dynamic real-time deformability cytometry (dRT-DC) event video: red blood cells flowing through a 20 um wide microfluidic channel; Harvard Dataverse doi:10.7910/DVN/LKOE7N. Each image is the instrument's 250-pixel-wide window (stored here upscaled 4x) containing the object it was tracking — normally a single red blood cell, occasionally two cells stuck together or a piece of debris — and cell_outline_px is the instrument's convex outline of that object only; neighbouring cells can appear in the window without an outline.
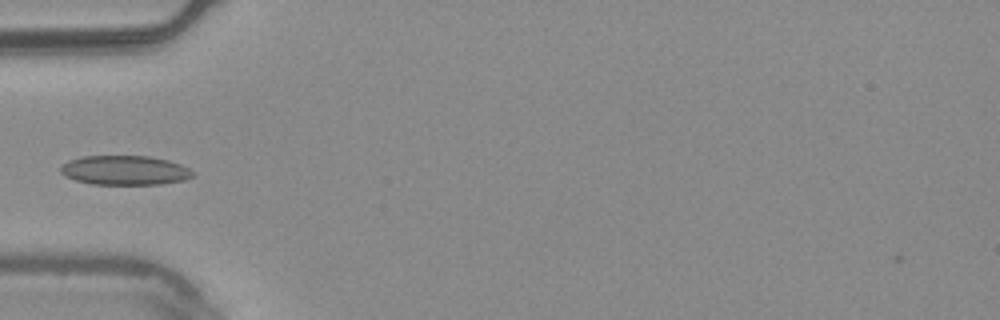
{"species": "common noctule bat (a hibernating species)", "species_latin": "Nyctalus noctula", "temperature_condition": "warm", "stored_images_in_passage": 38, "camera_frame_rate_fps": 3000, "um_per_image_px": 0.085, "animal": {"sex": "male", "body_mass_g": 20.4}, "frame": {"image": 1, "passage_image": 2, "time_ms": 0.333, "image_size_px": [1000, 320], "cell_outline_px": [[196, 176], [184, 180], [160, 184], [92, 184], [76, 180], [64, 176], [60, 172], [60, 168], [68, 160], [80, 156], [148, 156], [168, 160], [180, 164], [196, 172]], "centroid_in_image_um": [10.63, 14.47], "position_along_channel_um": 74.4, "area_um2": 22.77}}
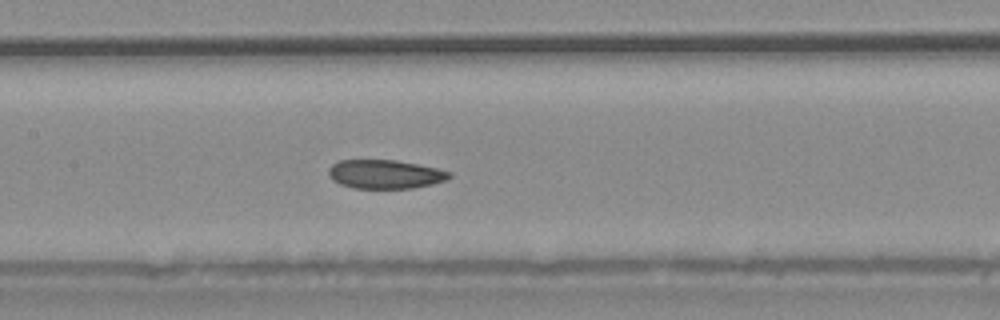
{"frame": {"image": 2, "passage_image": 10, "time_ms": 3.0, "image_size_px": [1000, 320], "cell_outline_px": [[452, 176], [448, 180], [432, 184], [412, 188], [352, 188], [340, 184], [332, 180], [328, 176], [328, 168], [332, 164], [340, 160], [396, 160], [436, 168], [452, 172]], "centroid_in_image_um": [32.72, 14.81], "position_along_channel_um": 174.7, "area_um2": 20.4}}
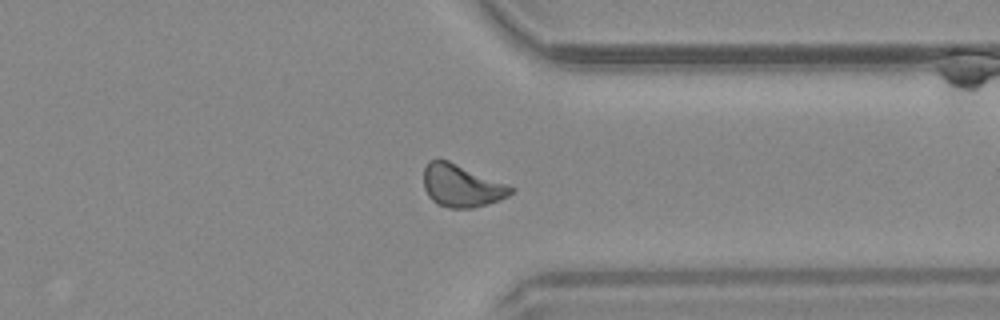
{"frame": {"image": 3, "passage_image": 26, "time_ms": 8.333, "image_size_px": [1000, 320], "cell_outline_px": [[516, 188], [508, 196], [500, 200], [488, 204], [472, 208], [452, 208], [436, 204], [428, 196], [424, 188], [424, 168], [428, 160], [448, 160]], "centroid_in_image_um": [39.22, 15.8], "position_along_channel_um": 372.2, "area_um2": 21.5}, "authors_computed_cell_mechanics": {"area_um2": 21.097, "velocity_mm_per_s": 3.7271, "shape_relaxation_time_tau1_ms": 5.3516, "shape_relaxation_time_tau2_ms": 3.1317, "deformation_change_tau1": 0.0977, "deformation_change_tau2": 0.0814}}